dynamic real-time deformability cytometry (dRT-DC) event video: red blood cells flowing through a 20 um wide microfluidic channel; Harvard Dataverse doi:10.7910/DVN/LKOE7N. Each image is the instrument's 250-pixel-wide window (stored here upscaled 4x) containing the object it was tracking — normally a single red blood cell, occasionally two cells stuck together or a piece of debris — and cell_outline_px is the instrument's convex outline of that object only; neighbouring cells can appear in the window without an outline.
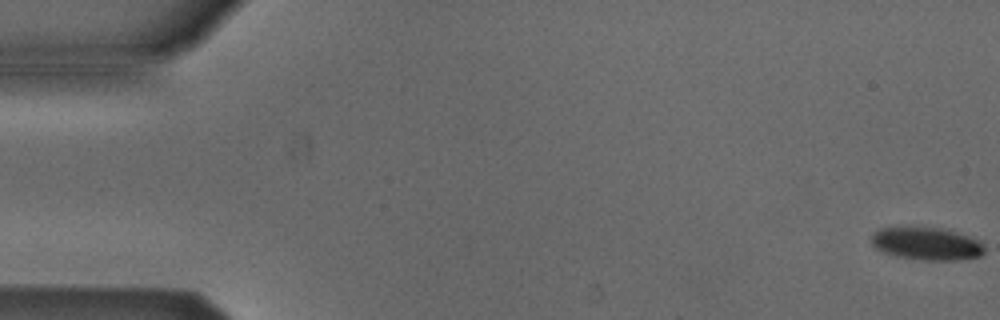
{"species": "Egyptian fruit bat (a non-hibernating species)", "species_latin": "Rousettus aegyptiacus", "temperature_condition": "cold", "stored_images_in_passage": 54, "camera_frame_rate_fps": 3000, "um_per_image_px": 0.085, "animal": {"sex": "male"}, "frame": {"image": 1, "passage_image": 1, "time_ms": 0.0, "image_size_px": [1000, 320], "cell_outline_px": [[984, 252], [980, 256], [956, 260], [928, 260], [896, 256], [884, 252], [876, 248], [868, 240], [872, 232], [880, 228], [940, 228], [956, 232], [980, 240], [984, 244]], "centroid_in_image_um": [78.74, 20.71], "position_along_channel_um": 6.3, "area_um2": 21.44}}
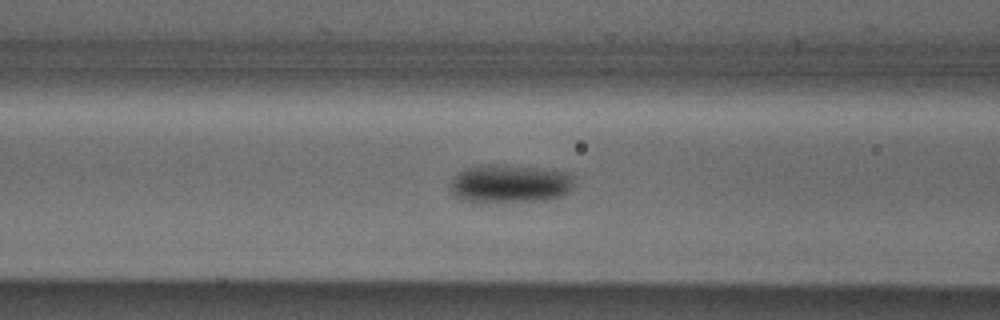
{"frame": {"image": 2, "passage_image": 22, "time_ms": 7.0, "image_size_px": [1000, 320], "cell_outline_px": [[576, 176], [572, 188], [564, 196], [544, 200], [480, 204], [460, 200], [448, 188], [452, 180], [460, 172], [468, 168], [480, 164], [496, 164], [548, 168], [568, 172]], "centroid_in_image_um": [43.36, 15.63], "position_along_channel_um": 123.2, "area_um2": 28.73}}
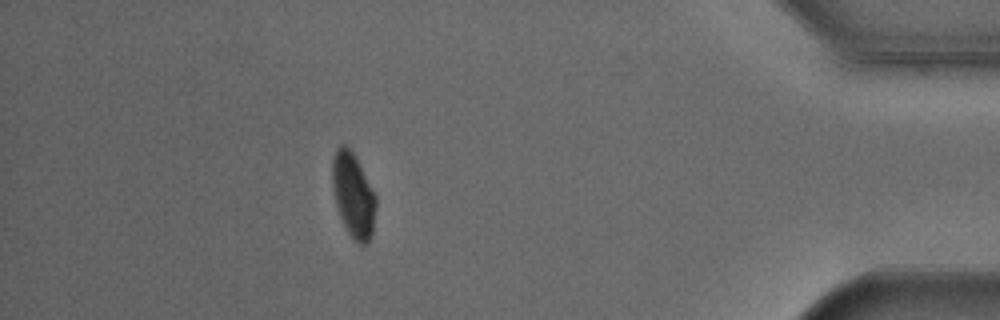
{"frame": {"image": 3, "passage_image": 48, "time_ms": 15.667, "image_size_px": [1000, 320], "cell_outline_px": [[376, 208], [372, 236], [368, 244], [356, 244], [348, 232], [340, 216], [336, 204], [332, 188], [332, 156], [344, 144], [352, 152], [376, 196]], "centroid_in_image_um": [30.03, 16.67], "position_along_channel_um": 405.2, "area_um2": 21.21}, "authors_computed_cell_mechanics": {"area_um2": 23.5246, "velocity_mm_per_s": 3.8418, "shape_relaxation_time_tau1_ms": 3.1655, "shape_relaxation_time_tau2_ms": null, "deformation_change_tau1": 0.0999, "deformation_change_tau2": null}}